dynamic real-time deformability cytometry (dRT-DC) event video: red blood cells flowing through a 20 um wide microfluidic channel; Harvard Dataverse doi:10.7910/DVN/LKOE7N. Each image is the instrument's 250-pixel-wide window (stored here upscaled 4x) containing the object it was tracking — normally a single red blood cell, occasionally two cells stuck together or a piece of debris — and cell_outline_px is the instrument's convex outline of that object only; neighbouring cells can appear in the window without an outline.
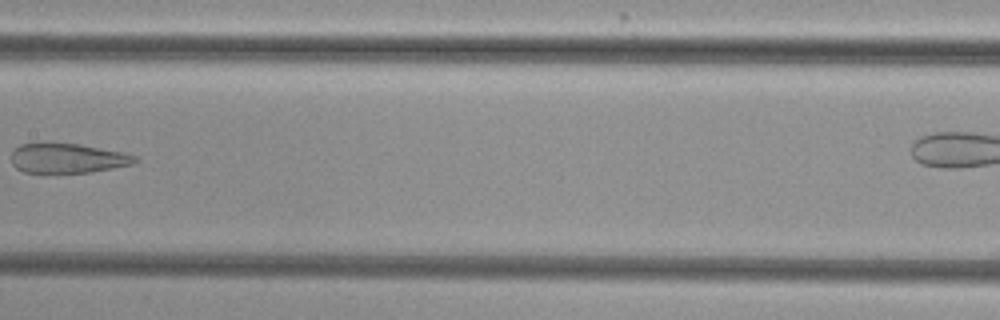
{"species": "common noctule bat (a hibernating species)", "species_latin": "Nyctalus noctula", "temperature_condition": "cold", "stored_images_in_passage": 9, "camera_frame_rate_fps": 3000, "um_per_image_px": 0.085, "animal": {"sex": "female", "body_mass_g": 29.2, "forearm_length_mm": 56.3}, "frame": {"image": 1, "passage_image": 8, "time_ms": 8.333, "image_size_px": [1000, 320], "cell_outline_px": [[140, 160], [132, 164], [112, 168], [88, 172], [24, 172], [16, 168], [12, 164], [12, 152], [20, 144], [36, 140], [40, 140], [80, 144], [124, 152], [136, 156]], "centroid_in_image_um": [5.7, 13.4], "position_along_channel_um": 201.7, "area_um2": 21.96}}